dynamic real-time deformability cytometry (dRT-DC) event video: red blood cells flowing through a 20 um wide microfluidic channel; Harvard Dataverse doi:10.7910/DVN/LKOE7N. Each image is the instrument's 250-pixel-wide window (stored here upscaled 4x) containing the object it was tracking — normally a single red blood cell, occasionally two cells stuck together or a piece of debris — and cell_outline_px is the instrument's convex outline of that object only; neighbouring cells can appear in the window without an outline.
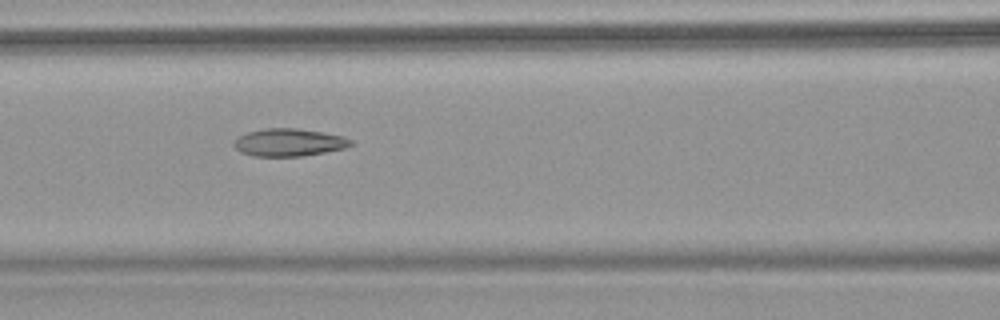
{"species": "common noctule bat (a hibernating species)", "species_latin": "Nyctalus noctula", "temperature_condition": "warm", "stored_images_in_passage": 10, "camera_frame_rate_fps": 3000, "um_per_image_px": 0.085, "animal": {"sex": "female", "body_mass_g": 18.4}, "frame": {"image": 1, "passage_image": 9, "time_ms": 2.667, "image_size_px": [1000, 320], "cell_outline_px": [[352, 144], [344, 148], [304, 156], [252, 156], [240, 152], [232, 144], [240, 136], [248, 132], [264, 128], [296, 128], [344, 136], [352, 140]], "centroid_in_image_um": [24.55, 12.11], "position_along_channel_um": 142.1, "area_um2": 18.67}}
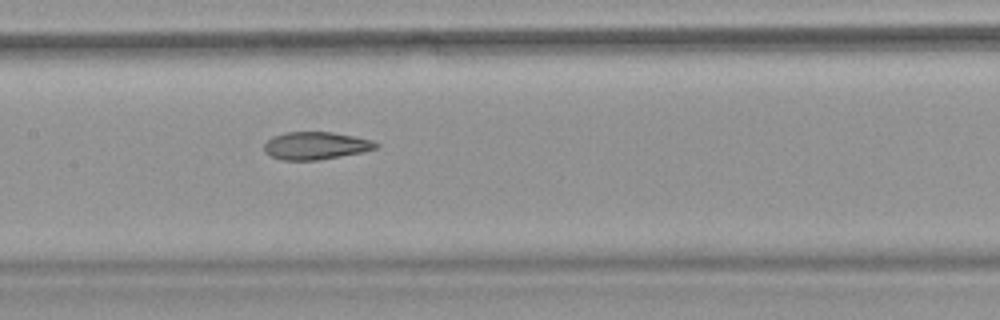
{"frame": {"image": 2, "passage_image": 10, "time_ms": 3.0, "image_size_px": [1000, 320], "cell_outline_px": [[380, 148], [364, 152], [316, 160], [284, 160], [272, 156], [264, 152], [264, 144], [272, 136], [284, 132], [332, 132], [372, 140], [380, 144]], "centroid_in_image_um": [26.86, 12.38], "position_along_channel_um": 180.5, "area_um2": 18.03}}